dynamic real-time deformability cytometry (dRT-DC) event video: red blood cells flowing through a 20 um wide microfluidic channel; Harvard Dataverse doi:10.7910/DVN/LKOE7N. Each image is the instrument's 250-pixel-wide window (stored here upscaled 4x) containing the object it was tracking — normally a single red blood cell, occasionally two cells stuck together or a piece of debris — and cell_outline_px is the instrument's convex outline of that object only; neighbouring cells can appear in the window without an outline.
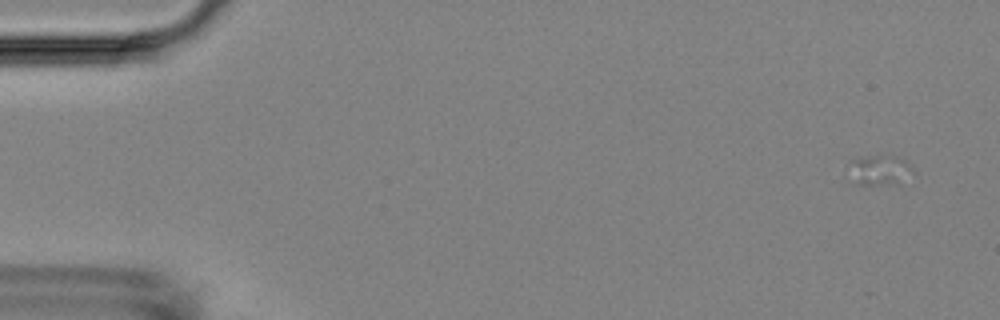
{"species": "Egyptian fruit bat (a non-hibernating species)", "species_latin": "Rousettus aegyptiacus", "temperature_condition": "room temperature", "stored_images_in_passage": 22, "camera_frame_rate_fps": 3000, "um_per_image_px": 0.085, "animal": {"sex": "female"}, "frame": {"image": 1, "passage_image": 3, "time_ms": 0.667, "image_size_px": [1000, 320], "cell_outline_px": [[916, 172], [888, 184], [856, 184], [852, 160], [872, 156], [892, 156], [904, 160]], "centroid_in_image_um": [74.84, 14.44], "position_along_channel_um": 10.2, "area_um2": 10.06}}
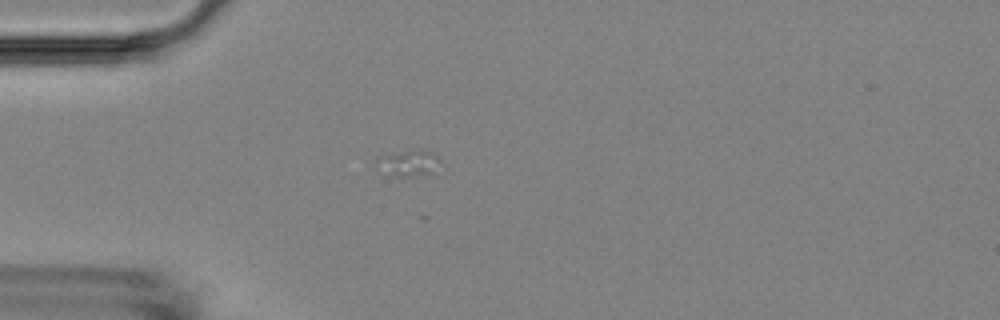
{"frame": {"image": 2, "passage_image": 16, "time_ms": 5.0, "image_size_px": [1000, 320], "cell_outline_px": [[444, 164], [432, 172], [408, 176], [392, 176], [372, 160], [376, 156], [392, 152], [412, 148], [420, 148], [432, 152]], "centroid_in_image_um": [34.73, 13.79], "position_along_channel_um": 50.3, "area_um2": 10.06}}